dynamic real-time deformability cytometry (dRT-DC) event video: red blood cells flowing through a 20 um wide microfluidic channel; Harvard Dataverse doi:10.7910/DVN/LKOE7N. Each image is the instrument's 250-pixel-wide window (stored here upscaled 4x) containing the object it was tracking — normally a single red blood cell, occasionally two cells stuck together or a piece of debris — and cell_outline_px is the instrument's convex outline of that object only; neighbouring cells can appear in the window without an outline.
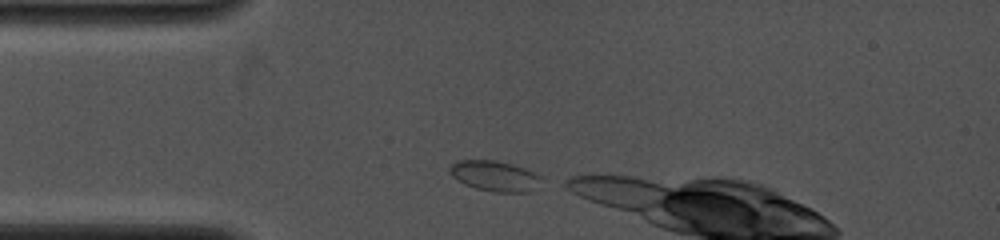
{"species": "common noctule bat (a hibernating species)", "species_latin": "Nyctalus noctula", "temperature_condition": "cold", "stored_images_in_passage": 8, "camera_frame_rate_fps": 4000, "um_per_image_px": 0.085, "animal": {"sex": "female", "body_mass_g": 19.0, "forearm_length_mm": 53.3}, "frame": {"image": 1, "passage_image": 1, "time_ms": 0.0, "image_size_px": [1000, 240], "cell_outline_px": [[540, 176], [528, 192], [496, 192], [476, 188], [464, 184], [452, 176], [448, 168], [456, 160], [496, 160], [512, 164], [524, 168]], "centroid_in_image_um": [41.94, 14.93], "position_along_channel_um": 43.1, "area_um2": 15.78}}